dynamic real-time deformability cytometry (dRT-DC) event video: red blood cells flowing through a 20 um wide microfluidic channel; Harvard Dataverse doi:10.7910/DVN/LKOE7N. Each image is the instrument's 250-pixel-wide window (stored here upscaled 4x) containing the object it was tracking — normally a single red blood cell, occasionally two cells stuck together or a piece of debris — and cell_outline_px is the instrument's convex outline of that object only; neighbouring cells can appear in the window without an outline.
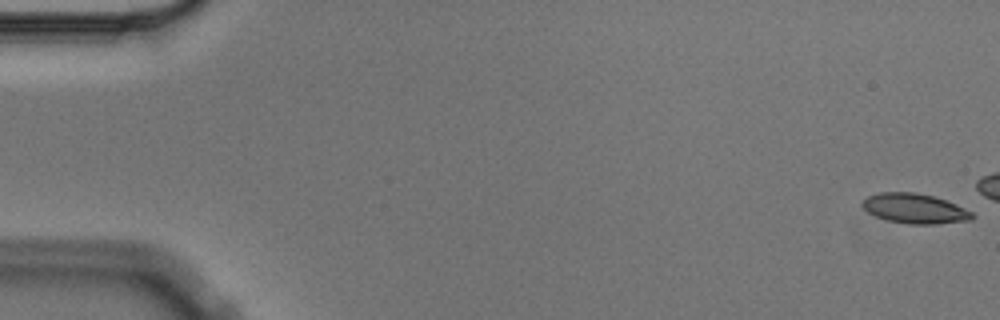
{"species": "Egyptian fruit bat (a non-hibernating species)", "species_latin": "Rousettus aegyptiacus", "temperature_condition": "cold", "stored_images_in_passage": 5, "camera_frame_rate_fps": 3000, "um_per_image_px": 0.085, "animal": {"sex": "male"}, "frame": {"image": 1, "passage_image": 1, "time_ms": 0.0, "image_size_px": [1000, 320], "cell_outline_px": [[976, 216], [972, 220], [936, 224], [908, 224], [888, 220], [876, 216], [868, 212], [860, 204], [868, 196], [880, 192], [916, 192], [932, 196], [956, 204], [972, 212]], "centroid_in_image_um": [77.77, 17.73], "position_along_channel_um": 7.2, "area_um2": 19.07}}